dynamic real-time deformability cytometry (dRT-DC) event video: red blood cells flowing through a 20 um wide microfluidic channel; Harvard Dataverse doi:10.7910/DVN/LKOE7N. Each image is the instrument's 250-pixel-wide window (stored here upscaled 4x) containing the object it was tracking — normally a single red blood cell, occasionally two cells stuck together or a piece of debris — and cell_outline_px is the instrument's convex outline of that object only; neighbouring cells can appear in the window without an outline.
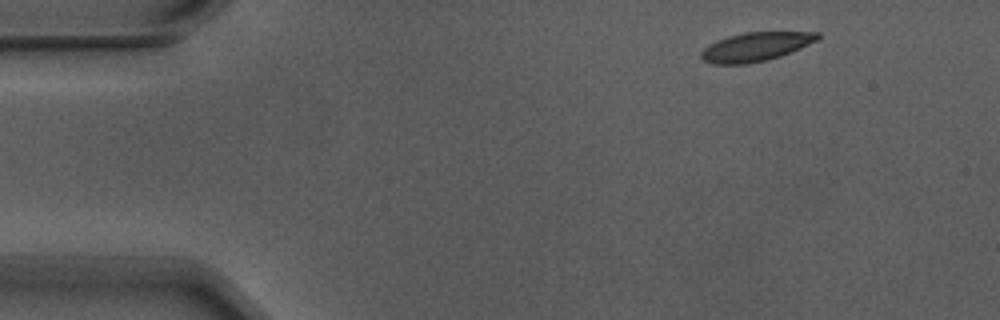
{"species": "Egyptian fruit bat (a non-hibernating species)", "species_latin": "Rousettus aegyptiacus", "temperature_condition": "warm", "stored_images_in_passage": 6, "camera_frame_rate_fps": 3000, "um_per_image_px": 0.085, "animal": {"sex": "male"}, "frame": {"image": 1, "passage_image": 1, "time_ms": 0.0, "image_size_px": [1000, 320], "cell_outline_px": [[820, 36], [816, 40], [800, 48], [780, 56], [764, 60], [744, 64], [712, 64], [704, 60], [700, 56], [700, 52], [708, 44], [716, 40], [728, 36], [744, 32], [820, 32]], "centroid_in_image_um": [64.18, 3.97], "position_along_channel_um": 20.8, "area_um2": 19.42}}
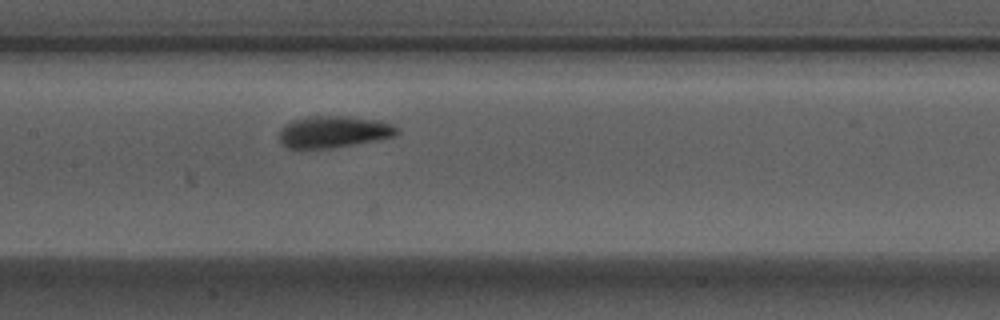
{"frame": {"image": 2, "passage_image": 6, "time_ms": 1.667, "image_size_px": [1000, 320], "cell_outline_px": [[400, 132], [392, 136], [332, 148], [288, 148], [280, 140], [280, 132], [292, 120], [308, 116], [348, 116], [380, 120], [392, 124], [400, 128]], "centroid_in_image_um": [28.39, 11.18], "position_along_channel_um": 179.0, "area_um2": 21.44}}